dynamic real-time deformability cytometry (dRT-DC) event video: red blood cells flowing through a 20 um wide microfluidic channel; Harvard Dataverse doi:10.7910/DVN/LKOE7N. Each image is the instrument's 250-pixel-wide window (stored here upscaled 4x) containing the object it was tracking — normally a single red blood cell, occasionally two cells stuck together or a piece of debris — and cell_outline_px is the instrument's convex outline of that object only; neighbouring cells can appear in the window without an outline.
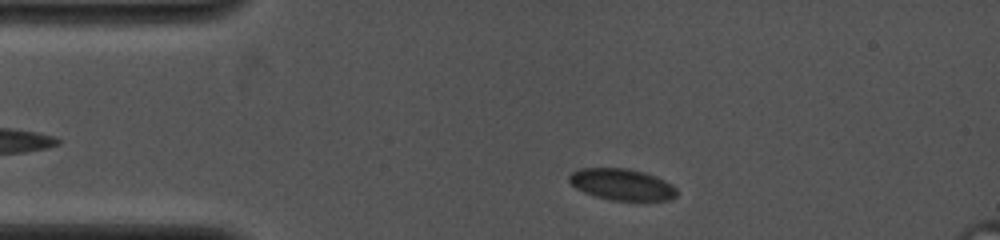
{"species": "common noctule bat (a hibernating species)", "species_latin": "Nyctalus noctula", "temperature_condition": "cold", "stored_images_in_passage": 34, "camera_frame_rate_fps": 4000, "um_per_image_px": 0.085, "animal": {"sex": "female", "body_mass_g": 19.0, "forearm_length_mm": 53.3}, "frame": {"image": 1, "passage_image": 5, "time_ms": 1.5, "image_size_px": [1000, 240], "cell_outline_px": [[676, 196], [668, 200], [612, 200], [596, 196], [584, 192], [576, 188], [568, 180], [568, 176], [572, 172], [580, 168], [628, 168], [644, 172], [656, 176], [672, 184], [676, 188]], "centroid_in_image_um": [52.85, 15.67], "position_along_channel_um": 32.1, "area_um2": 19.65}}
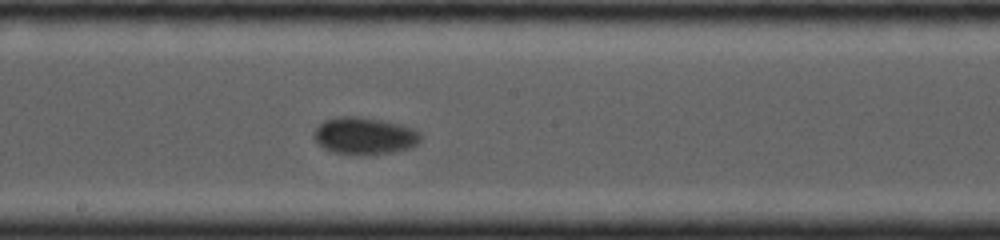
{"frame": {"image": 2, "passage_image": 22, "time_ms": 7.25, "image_size_px": [1000, 240], "cell_outline_px": [[424, 136], [412, 148], [392, 152], [332, 152], [324, 148], [312, 136], [312, 132], [324, 120], [336, 116], [356, 116], [384, 120], [400, 124], [412, 128], [420, 132]], "centroid_in_image_um": [31.0, 11.49], "position_along_channel_um": 217.2, "area_um2": 22.66}}
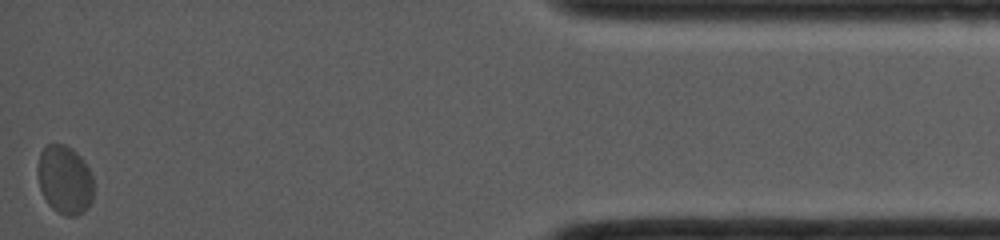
{"frame": {"image": 3, "passage_image": 34, "time_ms": 14.25, "image_size_px": [1000, 240], "cell_outline_px": [[92, 200], [88, 208], [84, 212], [76, 216], [64, 216], [52, 208], [48, 204], [40, 188], [36, 172], [36, 168], [40, 152], [48, 144], [64, 144], [72, 148], [84, 160], [92, 172]], "centroid_in_image_um": [5.5, 15.28], "position_along_channel_um": 429.7, "area_um2": 22.72}}